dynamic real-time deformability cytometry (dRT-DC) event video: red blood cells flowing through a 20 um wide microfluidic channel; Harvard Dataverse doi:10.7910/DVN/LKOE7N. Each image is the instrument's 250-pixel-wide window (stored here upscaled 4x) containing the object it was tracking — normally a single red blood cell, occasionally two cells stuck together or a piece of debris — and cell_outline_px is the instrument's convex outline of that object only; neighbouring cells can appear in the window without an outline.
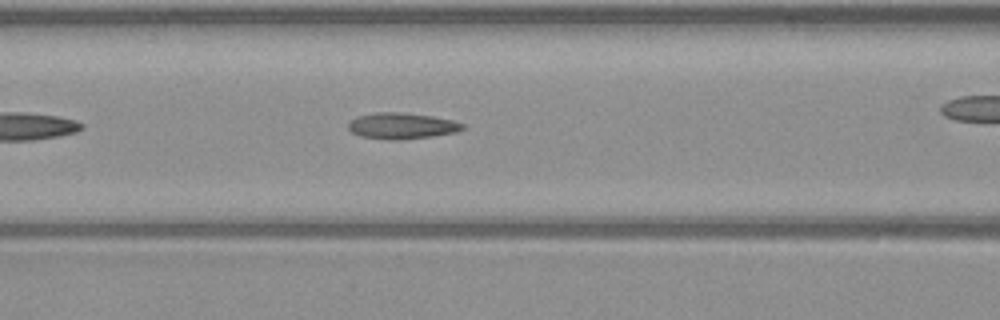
{"species": "common noctule bat (a hibernating species)", "species_latin": "Nyctalus noctula", "temperature_condition": "warm", "stored_images_in_passage": 27, "camera_frame_rate_fps": 3000, "um_per_image_px": 0.085, "animal": {"sex": "male", "body_mass_g": 23.1, "forearm_length_mm": 52.7}, "frame": {"image": 1, "passage_image": 8, "time_ms": 2.333, "image_size_px": [1000, 320], "cell_outline_px": [[464, 128], [456, 132], [432, 136], [404, 140], [388, 140], [360, 136], [352, 132], [348, 128], [348, 124], [356, 116], [376, 112], [396, 112], [432, 116], [452, 120], [464, 124]], "centroid_in_image_um": [34.13, 10.7], "position_along_channel_um": 132.5, "area_um2": 17.4}}